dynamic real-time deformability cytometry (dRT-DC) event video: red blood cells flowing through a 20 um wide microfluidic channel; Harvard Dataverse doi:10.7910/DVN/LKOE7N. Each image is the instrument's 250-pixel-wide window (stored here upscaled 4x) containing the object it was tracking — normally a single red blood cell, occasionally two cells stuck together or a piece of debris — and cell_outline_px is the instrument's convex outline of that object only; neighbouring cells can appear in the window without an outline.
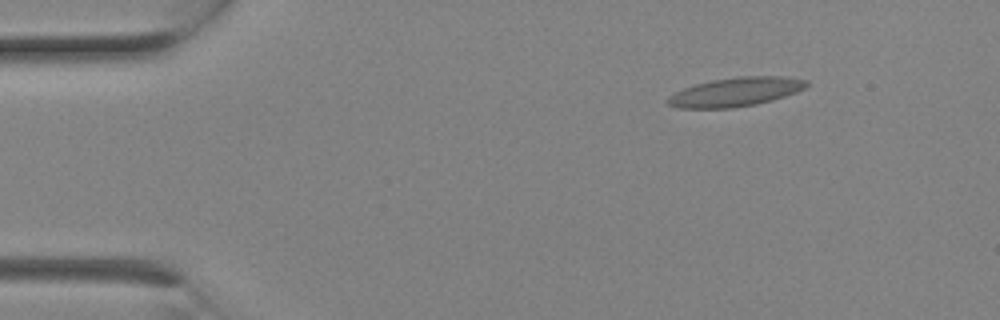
{"species": "Egyptian fruit bat (a non-hibernating species)", "species_latin": "Rousettus aegyptiacus", "temperature_condition": "room temperature", "stored_images_in_passage": 1, "camera_frame_rate_fps": 3000, "um_per_image_px": 0.085, "animal": {"sex": "female"}, "frame": {"image": 1, "passage_image": 1, "time_ms": 0.0, "image_size_px": [1000, 320], "cell_outline_px": [[808, 84], [804, 88], [796, 92], [772, 100], [756, 104], [732, 108], [676, 108], [668, 104], [668, 96], [684, 88], [696, 84], [712, 80], [736, 76], [784, 76], [808, 80]], "centroid_in_image_um": [62.53, 7.81], "position_along_channel_um": 22.5, "area_um2": 23.35}}